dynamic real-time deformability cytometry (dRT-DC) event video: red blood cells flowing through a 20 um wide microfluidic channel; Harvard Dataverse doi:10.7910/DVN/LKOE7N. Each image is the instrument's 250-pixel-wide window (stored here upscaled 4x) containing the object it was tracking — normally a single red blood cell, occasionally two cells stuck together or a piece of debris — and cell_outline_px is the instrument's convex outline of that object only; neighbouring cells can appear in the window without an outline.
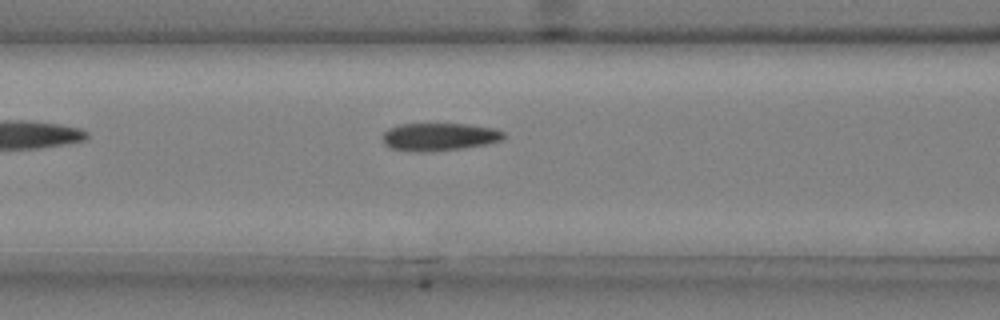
{"species": "common noctule bat (a hibernating species)", "species_latin": "Nyctalus noctula", "temperature_condition": "cold", "stored_images_in_passage": 32, "camera_frame_rate_fps": 3000, "um_per_image_px": 0.085, "animal": {"sex": "male", "body_mass_g": 20.4}, "frame": {"image": 1, "passage_image": 6, "time_ms": 1.667, "image_size_px": [1000, 320], "cell_outline_px": [[508, 136], [504, 140], [464, 148], [432, 152], [416, 152], [392, 148], [384, 144], [380, 136], [388, 128], [400, 124], [468, 124], [496, 128], [504, 132]], "centroid_in_image_um": [37.35, 11.63], "position_along_channel_um": 129.2, "area_um2": 20.0}}
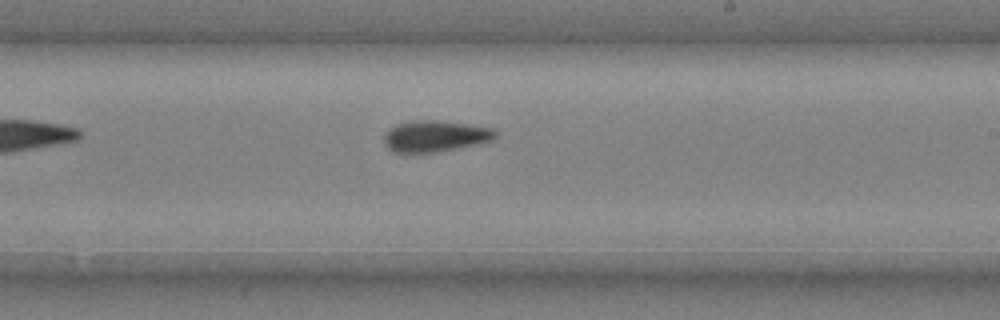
{"frame": {"image": 2, "passage_image": 16, "time_ms": 5.0, "image_size_px": [1000, 320], "cell_outline_px": [[496, 136], [492, 140], [480, 144], [436, 152], [392, 152], [384, 144], [384, 136], [396, 124], [408, 120], [436, 120], [468, 124], [492, 128], [496, 132]], "centroid_in_image_um": [36.99, 11.57], "position_along_channel_um": 252.0, "area_um2": 20.29}}
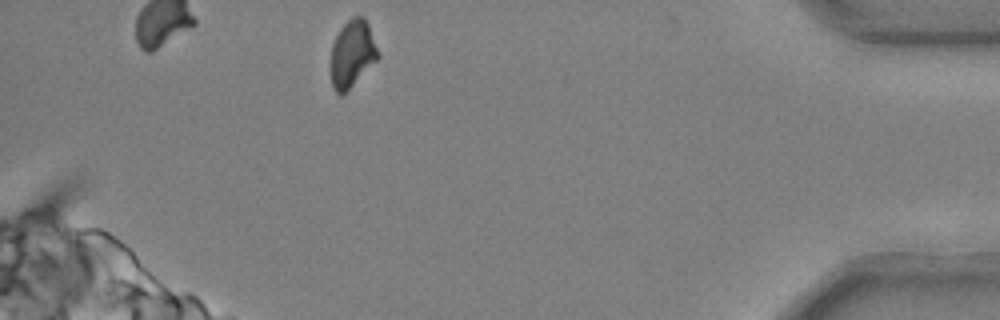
{"frame": {"image": 3, "passage_image": 32, "time_ms": 10.333, "image_size_px": [1000, 320], "cell_outline_px": [[380, 56], [340, 96], [332, 88], [332, 44], [340, 28], [352, 16], [364, 16], [368, 24]], "centroid_in_image_um": [29.94, 4.52], "position_along_channel_um": 405.3, "area_um2": 17.86}, "authors_computed_cell_mechanics": {"area_um2": 20.0566, "velocity_mm_per_s": 3.6934, "shape_relaxation_time_tau1_ms": 2.8328, "shape_relaxation_time_tau2_ms": 3.1037, "deformation_change_tau1": 0.1188, "deformation_change_tau2": 0.0944}}